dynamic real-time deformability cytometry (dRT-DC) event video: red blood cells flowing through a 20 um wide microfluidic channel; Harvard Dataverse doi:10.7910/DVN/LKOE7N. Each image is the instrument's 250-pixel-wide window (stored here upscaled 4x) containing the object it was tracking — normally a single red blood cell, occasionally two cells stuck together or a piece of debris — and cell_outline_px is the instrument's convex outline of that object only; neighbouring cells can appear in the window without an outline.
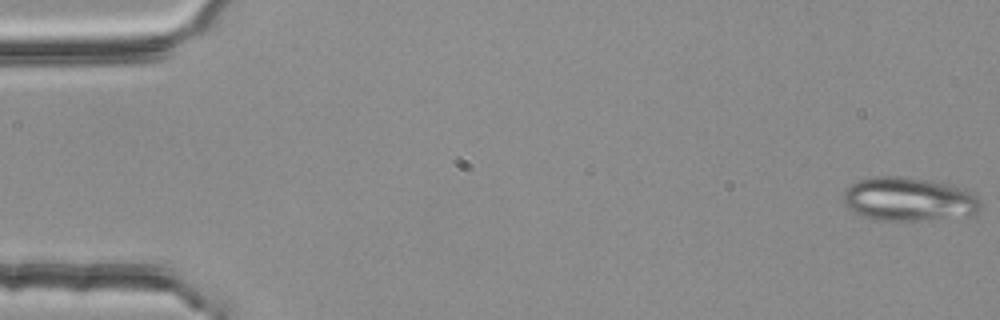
{"species": "common noctule bat (a hibernating species)", "species_latin": "Nyctalus noctula", "temperature_condition": "room temperature", "stored_images_in_passage": 4, "camera_frame_rate_fps": 3000, "um_per_image_px": 0.085, "animal": {"sex": "female", "body_mass_g": 25.1}, "frame": {"image": 1, "passage_image": 1, "time_ms": 0.0, "image_size_px": [1000, 320], "cell_outline_px": [[980, 208], [976, 212], [968, 216], [916, 220], [876, 220], [860, 216], [848, 208], [840, 200], [844, 192], [852, 184], [860, 180], [876, 176], [896, 176], [932, 180], [952, 184], [968, 188], [976, 192], [980, 196]], "centroid_in_image_um": [77.29, 16.92], "position_along_channel_um": 7.7, "area_um2": 35.55}}